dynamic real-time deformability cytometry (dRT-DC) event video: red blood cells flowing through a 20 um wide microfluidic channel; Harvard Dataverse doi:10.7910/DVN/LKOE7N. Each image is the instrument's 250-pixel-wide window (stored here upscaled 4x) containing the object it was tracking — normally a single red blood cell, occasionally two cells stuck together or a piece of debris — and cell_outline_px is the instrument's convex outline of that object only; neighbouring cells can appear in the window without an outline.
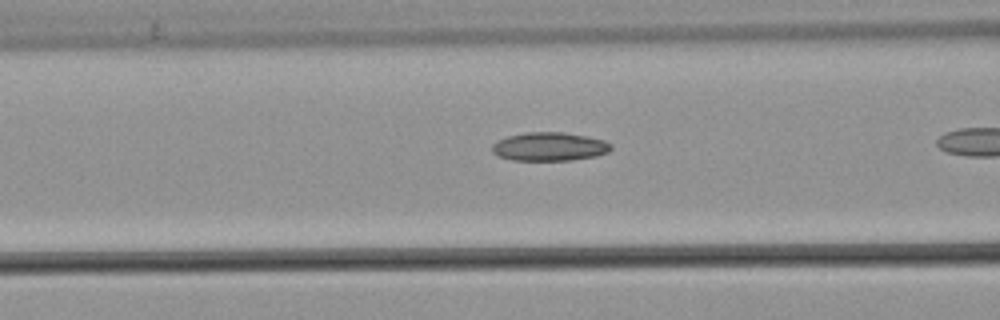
{"species": "common noctule bat (a hibernating species)", "species_latin": "Nyctalus noctula", "temperature_condition": "warm", "stored_images_in_passage": 27, "camera_frame_rate_fps": 3000, "um_per_image_px": 0.085, "animal": {"sex": "male", "body_mass_g": 21.5, "forearm_length_mm": 52.0}, "frame": {"image": 1, "passage_image": 12, "time_ms": 3.667, "image_size_px": [1000, 320], "cell_outline_px": [[612, 148], [608, 152], [596, 156], [572, 160], [512, 160], [496, 156], [492, 152], [492, 144], [496, 140], [508, 136], [524, 132], [564, 132], [588, 136], [604, 140], [612, 144]], "centroid_in_image_um": [46.69, 12.46], "position_along_channel_um": 119.9, "area_um2": 20.06}}